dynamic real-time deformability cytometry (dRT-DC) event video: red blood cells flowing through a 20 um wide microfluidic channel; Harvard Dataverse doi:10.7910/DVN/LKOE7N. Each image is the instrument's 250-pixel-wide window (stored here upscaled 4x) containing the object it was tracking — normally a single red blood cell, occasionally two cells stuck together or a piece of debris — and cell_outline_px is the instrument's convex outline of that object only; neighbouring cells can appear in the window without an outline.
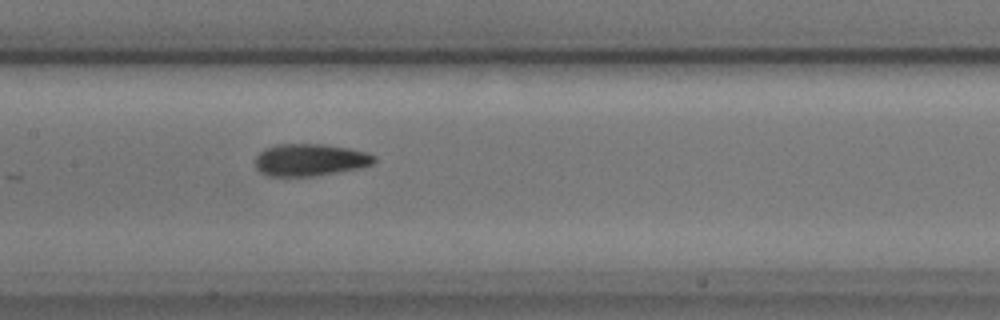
{"species": "common noctule bat (a hibernating species)", "species_latin": "Nyctalus noctula", "temperature_condition": "cold", "stored_images_in_passage": 9, "camera_frame_rate_fps": 3000, "um_per_image_px": 0.085, "animal": {"sex": "male", "body_mass_g": 17.9, "forearm_length_mm": 54.2}, "frame": {"image": 1, "passage_image": 9, "time_ms": 9.333, "image_size_px": [1000, 320], "cell_outline_px": [[376, 160], [372, 164], [360, 168], [312, 176], [264, 176], [256, 168], [252, 160], [264, 148], [276, 144], [324, 144], [348, 148], [368, 152], [376, 156]], "centroid_in_image_um": [26.31, 13.59], "position_along_channel_um": 181.1, "area_um2": 22.6}}